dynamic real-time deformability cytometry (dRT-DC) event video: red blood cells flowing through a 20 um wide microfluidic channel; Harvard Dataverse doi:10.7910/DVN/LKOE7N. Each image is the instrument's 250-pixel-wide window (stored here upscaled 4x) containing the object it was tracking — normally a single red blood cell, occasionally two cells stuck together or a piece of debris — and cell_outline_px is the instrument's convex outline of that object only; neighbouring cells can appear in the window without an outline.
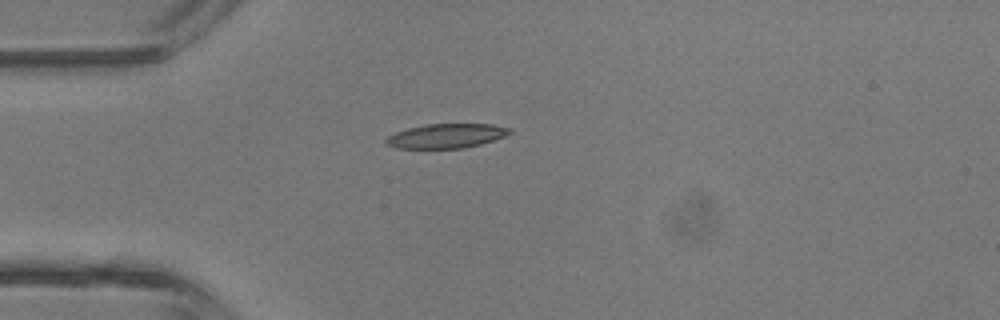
{"species": "common noctule bat (a hibernating species)", "species_latin": "Nyctalus noctula", "temperature_condition": "room temperature", "stored_images_in_passage": 4, "camera_frame_rate_fps": 3000, "um_per_image_px": 0.085, "animal": {"sex": "male", "body_mass_g": 13.3}, "frame": {"image": 1, "passage_image": 4, "time_ms": 3.333, "image_size_px": [1000, 320], "cell_outline_px": [[512, 132], [504, 136], [480, 144], [464, 148], [396, 148], [384, 144], [384, 140], [388, 136], [396, 132], [408, 128], [428, 124], [492, 124], [512, 128]], "centroid_in_image_um": [37.92, 11.55], "position_along_channel_um": 47.1, "area_um2": 17.51}}